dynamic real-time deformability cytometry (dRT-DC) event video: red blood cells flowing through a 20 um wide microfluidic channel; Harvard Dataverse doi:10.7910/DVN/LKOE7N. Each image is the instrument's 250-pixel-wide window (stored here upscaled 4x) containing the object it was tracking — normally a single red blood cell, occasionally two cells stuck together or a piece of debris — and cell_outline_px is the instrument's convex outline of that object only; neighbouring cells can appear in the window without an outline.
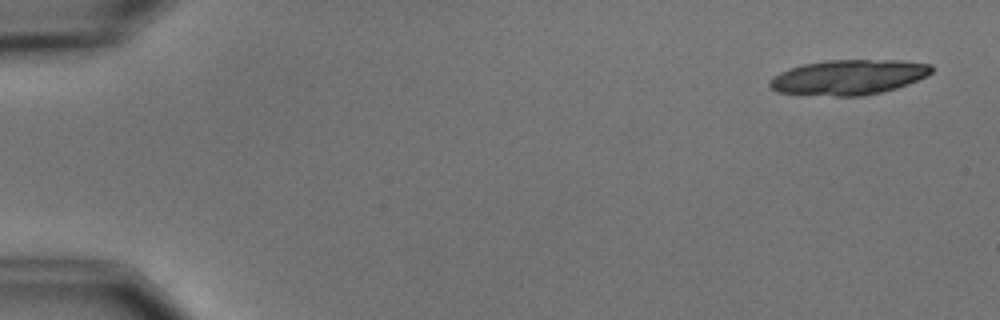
{"species": "common noctule bat (a hibernating species)", "species_latin": "Nyctalus noctula", "temperature_condition": "cold", "stored_images_in_passage": 6, "camera_frame_rate_fps": 3000, "um_per_image_px": 0.085, "animal": {"sex": "male", "body_mass_g": 15.6}, "frame": {"image": 1, "passage_image": 1, "time_ms": 0.0, "image_size_px": [1000, 320], "cell_outline_px": [[932, 72], [928, 76], [908, 84], [896, 88], [880, 92], [860, 96], [836, 96], [776, 92], [768, 84], [768, 80], [772, 76], [780, 72], [804, 64], [828, 60], [900, 60], [932, 64]], "centroid_in_image_um": [72.14, 6.56], "position_along_channel_um": 12.9, "area_um2": 33.0}}